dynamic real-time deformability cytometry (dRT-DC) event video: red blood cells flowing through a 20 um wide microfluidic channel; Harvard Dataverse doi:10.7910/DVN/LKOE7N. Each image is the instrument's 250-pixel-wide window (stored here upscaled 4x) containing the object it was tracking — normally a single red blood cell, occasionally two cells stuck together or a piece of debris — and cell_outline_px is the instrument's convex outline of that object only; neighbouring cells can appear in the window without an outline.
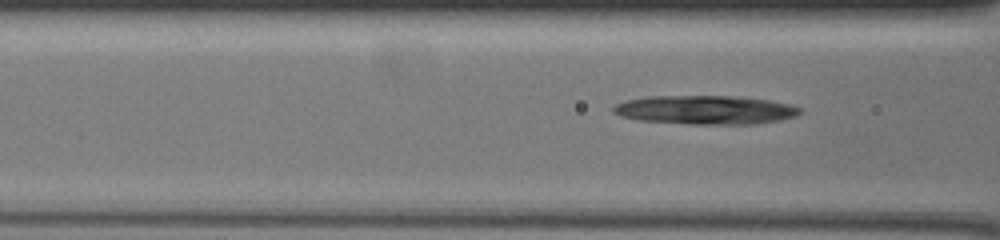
{"species": "common noctule bat (a hibernating species)", "species_latin": "Nyctalus noctula", "temperature_condition": "warm", "stored_images_in_passage": 7, "camera_frame_rate_fps": 3000, "um_per_image_px": 0.085, "animal": {"sex": "female", "body_mass_g": 19.5, "forearm_length_mm": 54.1}, "frame": {"image": 1, "passage_image": 5, "time_ms": 1.333, "image_size_px": [1000, 240], "cell_outline_px": [[800, 112], [796, 116], [780, 120], [756, 124], [688, 124], [640, 120], [620, 116], [612, 112], [612, 108], [616, 104], [628, 100], [644, 96], [732, 96], [768, 100], [788, 104], [800, 108]], "centroid_in_image_um": [59.92, 9.34], "position_along_channel_um": 106.7, "area_um2": 31.27}}